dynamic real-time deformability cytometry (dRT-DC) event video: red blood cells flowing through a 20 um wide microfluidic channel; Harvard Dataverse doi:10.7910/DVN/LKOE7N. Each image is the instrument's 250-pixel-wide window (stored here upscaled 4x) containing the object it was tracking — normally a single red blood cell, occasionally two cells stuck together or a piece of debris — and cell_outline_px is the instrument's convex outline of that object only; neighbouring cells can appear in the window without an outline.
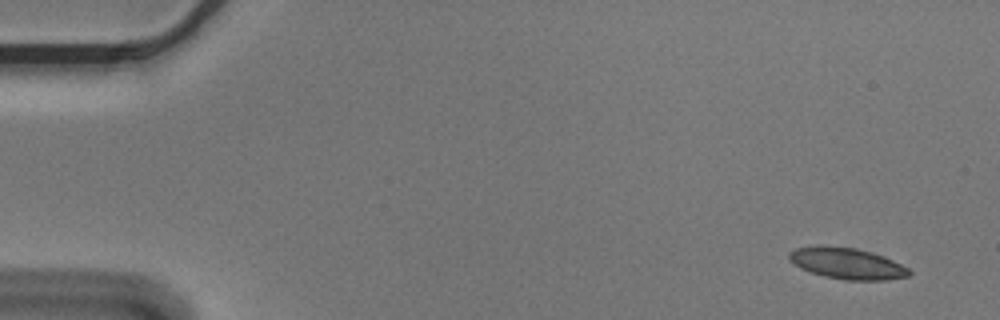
{"species": "Egyptian fruit bat (a non-hibernating species)", "species_latin": "Rousettus aegyptiacus", "temperature_condition": "cold", "stored_images_in_passage": 4, "camera_frame_rate_fps": 3000, "um_per_image_px": 0.085, "animal": {"sex": "male"}, "frame": {"image": 1, "passage_image": 1, "time_ms": 0.0, "image_size_px": [1000, 320], "cell_outline_px": [[912, 272], [908, 276], [884, 280], [844, 280], [824, 276], [800, 268], [788, 260], [788, 252], [796, 248], [824, 244], [856, 248], [892, 260], [908, 268]], "centroid_in_image_um": [71.93, 22.38], "position_along_channel_um": 13.1, "area_um2": 21.79}}
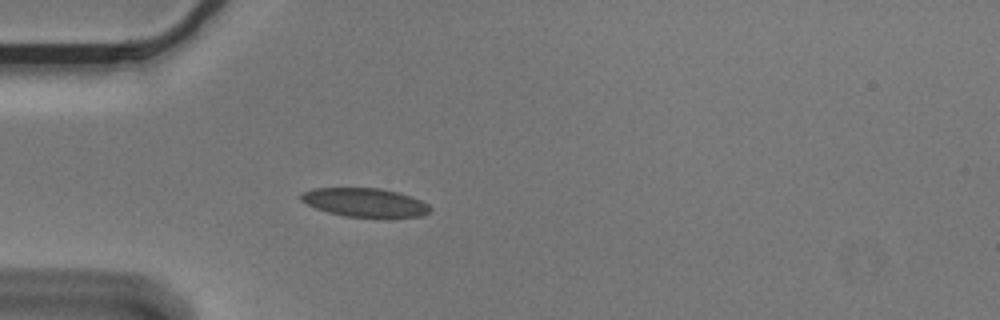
{"frame": {"image": 2, "passage_image": 4, "time_ms": 1.0, "image_size_px": [1000, 320], "cell_outline_px": [[432, 208], [424, 216], [384, 220], [344, 216], [328, 212], [316, 208], [300, 200], [300, 192], [312, 188], [380, 188], [396, 192], [420, 200], [428, 204]], "centroid_in_image_um": [31.04, 17.26], "position_along_channel_um": 54.0, "area_um2": 22.37}}